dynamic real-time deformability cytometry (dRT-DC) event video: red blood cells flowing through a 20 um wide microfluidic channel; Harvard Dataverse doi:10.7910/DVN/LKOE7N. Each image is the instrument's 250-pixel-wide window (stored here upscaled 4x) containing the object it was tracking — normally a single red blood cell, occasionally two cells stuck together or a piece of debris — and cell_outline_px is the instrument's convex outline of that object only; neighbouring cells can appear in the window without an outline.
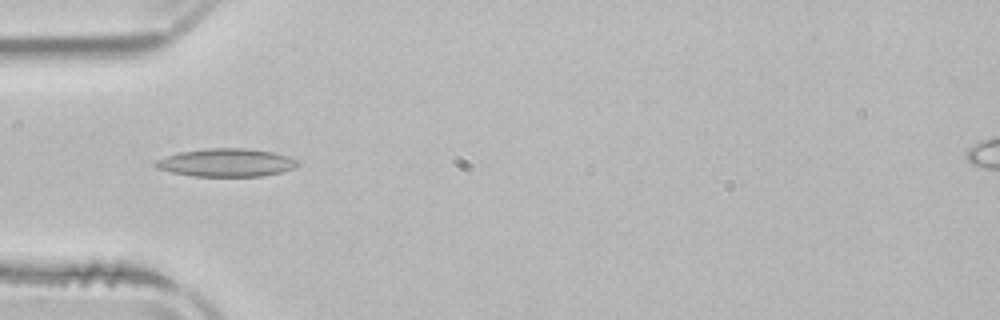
{"species": "common noctule bat (a hibernating species)", "species_latin": "Nyctalus noctula", "temperature_condition": "room temperature", "stored_images_in_passage": 3, "camera_frame_rate_fps": 3000, "um_per_image_px": 0.085, "animal": {"sex": "male", "body_mass_g": 21.5, "forearm_length_mm": 52.0}, "frame": {"image": 1, "passage_image": 3, "time_ms": 4.333, "image_size_px": [1000, 320], "cell_outline_px": [[296, 164], [292, 168], [280, 172], [260, 176], [192, 176], [172, 172], [156, 168], [152, 164], [156, 160], [164, 156], [180, 152], [204, 148], [244, 148], [272, 152], [288, 156], [296, 160]], "centroid_in_image_um": [19.15, 13.81], "position_along_channel_um": 65.9, "area_um2": 23.06}}